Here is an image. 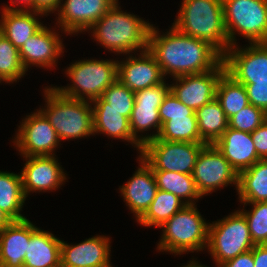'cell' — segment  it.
<instances>
[{"instance_id":"6da1fadb","label":"cell","mask_w":267,"mask_h":267,"mask_svg":"<svg viewBox=\"0 0 267 267\" xmlns=\"http://www.w3.org/2000/svg\"><path fill=\"white\" fill-rule=\"evenodd\" d=\"M172 28L159 35L151 24L148 51L155 57L164 77L173 78L213 70L223 56L208 42L190 37Z\"/></svg>"},{"instance_id":"7a4b0ae2","label":"cell","mask_w":267,"mask_h":267,"mask_svg":"<svg viewBox=\"0 0 267 267\" xmlns=\"http://www.w3.org/2000/svg\"><path fill=\"white\" fill-rule=\"evenodd\" d=\"M150 28L144 19L123 12L117 2L88 31H93L92 36L103 48L127 56L135 50L148 49Z\"/></svg>"},{"instance_id":"3957f363","label":"cell","mask_w":267,"mask_h":267,"mask_svg":"<svg viewBox=\"0 0 267 267\" xmlns=\"http://www.w3.org/2000/svg\"><path fill=\"white\" fill-rule=\"evenodd\" d=\"M173 26L181 33L208 42L222 56L230 47L222 0H183Z\"/></svg>"},{"instance_id":"277c9868","label":"cell","mask_w":267,"mask_h":267,"mask_svg":"<svg viewBox=\"0 0 267 267\" xmlns=\"http://www.w3.org/2000/svg\"><path fill=\"white\" fill-rule=\"evenodd\" d=\"M46 109L40 111L49 120L60 140L77 139L94 135L91 101L70 98L55 87L44 90Z\"/></svg>"},{"instance_id":"5b68a950","label":"cell","mask_w":267,"mask_h":267,"mask_svg":"<svg viewBox=\"0 0 267 267\" xmlns=\"http://www.w3.org/2000/svg\"><path fill=\"white\" fill-rule=\"evenodd\" d=\"M208 226L195 204L185 205L159 227L164 230L158 250L174 255L203 251L208 244Z\"/></svg>"},{"instance_id":"8992f818","label":"cell","mask_w":267,"mask_h":267,"mask_svg":"<svg viewBox=\"0 0 267 267\" xmlns=\"http://www.w3.org/2000/svg\"><path fill=\"white\" fill-rule=\"evenodd\" d=\"M69 66L65 72L73 84L64 88L54 87L70 98L93 101L117 80L118 60L87 59Z\"/></svg>"},{"instance_id":"52a82bcc","label":"cell","mask_w":267,"mask_h":267,"mask_svg":"<svg viewBox=\"0 0 267 267\" xmlns=\"http://www.w3.org/2000/svg\"><path fill=\"white\" fill-rule=\"evenodd\" d=\"M218 221V222H217ZM208 226V252L217 267L238 255L252 250L248 222L240 210Z\"/></svg>"},{"instance_id":"ba28073f","label":"cell","mask_w":267,"mask_h":267,"mask_svg":"<svg viewBox=\"0 0 267 267\" xmlns=\"http://www.w3.org/2000/svg\"><path fill=\"white\" fill-rule=\"evenodd\" d=\"M224 24L229 45H236L235 32L249 43L267 38V0H222Z\"/></svg>"},{"instance_id":"9c48e42d","label":"cell","mask_w":267,"mask_h":267,"mask_svg":"<svg viewBox=\"0 0 267 267\" xmlns=\"http://www.w3.org/2000/svg\"><path fill=\"white\" fill-rule=\"evenodd\" d=\"M205 145V143L174 142L156 138L143 145L140 157L153 171L192 175L198 155Z\"/></svg>"},{"instance_id":"30bf717a","label":"cell","mask_w":267,"mask_h":267,"mask_svg":"<svg viewBox=\"0 0 267 267\" xmlns=\"http://www.w3.org/2000/svg\"><path fill=\"white\" fill-rule=\"evenodd\" d=\"M192 177L202 197L230 184L238 188L239 174L214 145L206 144L201 149Z\"/></svg>"},{"instance_id":"8fae6325","label":"cell","mask_w":267,"mask_h":267,"mask_svg":"<svg viewBox=\"0 0 267 267\" xmlns=\"http://www.w3.org/2000/svg\"><path fill=\"white\" fill-rule=\"evenodd\" d=\"M158 110L162 124L158 139L204 143L200 139L195 111L180 102L171 91Z\"/></svg>"},{"instance_id":"7c38bea8","label":"cell","mask_w":267,"mask_h":267,"mask_svg":"<svg viewBox=\"0 0 267 267\" xmlns=\"http://www.w3.org/2000/svg\"><path fill=\"white\" fill-rule=\"evenodd\" d=\"M169 92L170 85L166 84L165 81L154 87L135 92V103L129 122L133 137L142 146L158 137L162 127L158 109ZM152 128L157 132L147 136L142 135V137L137 135L139 131L142 133Z\"/></svg>"},{"instance_id":"4fadbf2b","label":"cell","mask_w":267,"mask_h":267,"mask_svg":"<svg viewBox=\"0 0 267 267\" xmlns=\"http://www.w3.org/2000/svg\"><path fill=\"white\" fill-rule=\"evenodd\" d=\"M13 143L23 157L54 156L60 139L46 116L37 109L18 126Z\"/></svg>"},{"instance_id":"5bb4252c","label":"cell","mask_w":267,"mask_h":267,"mask_svg":"<svg viewBox=\"0 0 267 267\" xmlns=\"http://www.w3.org/2000/svg\"><path fill=\"white\" fill-rule=\"evenodd\" d=\"M226 72L241 84L267 80V45L250 43L246 48L230 46L223 55Z\"/></svg>"},{"instance_id":"9a60e30c","label":"cell","mask_w":267,"mask_h":267,"mask_svg":"<svg viewBox=\"0 0 267 267\" xmlns=\"http://www.w3.org/2000/svg\"><path fill=\"white\" fill-rule=\"evenodd\" d=\"M225 71L222 60L211 71L173 78L176 83L170 84V91L180 102L196 111L216 97L218 80Z\"/></svg>"},{"instance_id":"2e32d148","label":"cell","mask_w":267,"mask_h":267,"mask_svg":"<svg viewBox=\"0 0 267 267\" xmlns=\"http://www.w3.org/2000/svg\"><path fill=\"white\" fill-rule=\"evenodd\" d=\"M118 0H65L58 11V27L67 35L88 31Z\"/></svg>"},{"instance_id":"e0dca14e","label":"cell","mask_w":267,"mask_h":267,"mask_svg":"<svg viewBox=\"0 0 267 267\" xmlns=\"http://www.w3.org/2000/svg\"><path fill=\"white\" fill-rule=\"evenodd\" d=\"M21 170L25 197L30 192H48L58 189L66 180L65 172L54 156H29Z\"/></svg>"},{"instance_id":"ac0fdd59","label":"cell","mask_w":267,"mask_h":267,"mask_svg":"<svg viewBox=\"0 0 267 267\" xmlns=\"http://www.w3.org/2000/svg\"><path fill=\"white\" fill-rule=\"evenodd\" d=\"M118 61L117 79L133 92L154 87L164 82V75L155 57L148 51H140L137 58L131 55Z\"/></svg>"},{"instance_id":"d6986e66","label":"cell","mask_w":267,"mask_h":267,"mask_svg":"<svg viewBox=\"0 0 267 267\" xmlns=\"http://www.w3.org/2000/svg\"><path fill=\"white\" fill-rule=\"evenodd\" d=\"M56 31L43 26L19 48L23 67L28 71L32 65L54 67L64 50V44Z\"/></svg>"},{"instance_id":"ffe728a7","label":"cell","mask_w":267,"mask_h":267,"mask_svg":"<svg viewBox=\"0 0 267 267\" xmlns=\"http://www.w3.org/2000/svg\"><path fill=\"white\" fill-rule=\"evenodd\" d=\"M140 164L134 175L119 189L126 206L139 220L149 209L158 187L152 168L140 157Z\"/></svg>"},{"instance_id":"44dd1931","label":"cell","mask_w":267,"mask_h":267,"mask_svg":"<svg viewBox=\"0 0 267 267\" xmlns=\"http://www.w3.org/2000/svg\"><path fill=\"white\" fill-rule=\"evenodd\" d=\"M110 239L93 236L76 245L61 242L62 267H100L110 262Z\"/></svg>"},{"instance_id":"7402d4cb","label":"cell","mask_w":267,"mask_h":267,"mask_svg":"<svg viewBox=\"0 0 267 267\" xmlns=\"http://www.w3.org/2000/svg\"><path fill=\"white\" fill-rule=\"evenodd\" d=\"M213 145L238 174L261 159L256 152L251 133L228 127Z\"/></svg>"},{"instance_id":"603a6c76","label":"cell","mask_w":267,"mask_h":267,"mask_svg":"<svg viewBox=\"0 0 267 267\" xmlns=\"http://www.w3.org/2000/svg\"><path fill=\"white\" fill-rule=\"evenodd\" d=\"M61 242L49 231L42 230L31 222V237L23 267L61 266Z\"/></svg>"},{"instance_id":"cb8c5ba5","label":"cell","mask_w":267,"mask_h":267,"mask_svg":"<svg viewBox=\"0 0 267 267\" xmlns=\"http://www.w3.org/2000/svg\"><path fill=\"white\" fill-rule=\"evenodd\" d=\"M31 237L28 219L13 221L0 232V267H23Z\"/></svg>"},{"instance_id":"d4e9b609","label":"cell","mask_w":267,"mask_h":267,"mask_svg":"<svg viewBox=\"0 0 267 267\" xmlns=\"http://www.w3.org/2000/svg\"><path fill=\"white\" fill-rule=\"evenodd\" d=\"M1 10L0 32L18 49L44 26L36 18L39 15L40 17L44 16L42 13L24 10Z\"/></svg>"},{"instance_id":"484cf974","label":"cell","mask_w":267,"mask_h":267,"mask_svg":"<svg viewBox=\"0 0 267 267\" xmlns=\"http://www.w3.org/2000/svg\"><path fill=\"white\" fill-rule=\"evenodd\" d=\"M237 191L241 203L267 202V159L239 173Z\"/></svg>"},{"instance_id":"4316f807","label":"cell","mask_w":267,"mask_h":267,"mask_svg":"<svg viewBox=\"0 0 267 267\" xmlns=\"http://www.w3.org/2000/svg\"><path fill=\"white\" fill-rule=\"evenodd\" d=\"M200 139L213 145L227 130L228 119L216 97L195 111Z\"/></svg>"},{"instance_id":"83f0119b","label":"cell","mask_w":267,"mask_h":267,"mask_svg":"<svg viewBox=\"0 0 267 267\" xmlns=\"http://www.w3.org/2000/svg\"><path fill=\"white\" fill-rule=\"evenodd\" d=\"M94 135L104 133L111 138L125 140L138 148L141 153L142 145L133 137L129 119L121 112L106 109H93Z\"/></svg>"},{"instance_id":"f1b7e54d","label":"cell","mask_w":267,"mask_h":267,"mask_svg":"<svg viewBox=\"0 0 267 267\" xmlns=\"http://www.w3.org/2000/svg\"><path fill=\"white\" fill-rule=\"evenodd\" d=\"M27 198L24 195L21 175L0 171V208L13 221L27 219L21 210Z\"/></svg>"},{"instance_id":"f546056e","label":"cell","mask_w":267,"mask_h":267,"mask_svg":"<svg viewBox=\"0 0 267 267\" xmlns=\"http://www.w3.org/2000/svg\"><path fill=\"white\" fill-rule=\"evenodd\" d=\"M158 189L176 195L185 200L186 205L196 204L195 200L202 198L196 188L195 181L190 174L170 171H153Z\"/></svg>"},{"instance_id":"4dcf8cb0","label":"cell","mask_w":267,"mask_h":267,"mask_svg":"<svg viewBox=\"0 0 267 267\" xmlns=\"http://www.w3.org/2000/svg\"><path fill=\"white\" fill-rule=\"evenodd\" d=\"M216 99L228 120L249 104L245 86L237 82L226 71L218 80Z\"/></svg>"},{"instance_id":"1f68e13d","label":"cell","mask_w":267,"mask_h":267,"mask_svg":"<svg viewBox=\"0 0 267 267\" xmlns=\"http://www.w3.org/2000/svg\"><path fill=\"white\" fill-rule=\"evenodd\" d=\"M185 205L176 195L158 189L149 209L137 222L147 227H160Z\"/></svg>"},{"instance_id":"d6a6232c","label":"cell","mask_w":267,"mask_h":267,"mask_svg":"<svg viewBox=\"0 0 267 267\" xmlns=\"http://www.w3.org/2000/svg\"><path fill=\"white\" fill-rule=\"evenodd\" d=\"M135 103V92L123 85L118 79L110 85L101 95L91 101L93 109H106L121 112V115L131 116Z\"/></svg>"},{"instance_id":"836d02e7","label":"cell","mask_w":267,"mask_h":267,"mask_svg":"<svg viewBox=\"0 0 267 267\" xmlns=\"http://www.w3.org/2000/svg\"><path fill=\"white\" fill-rule=\"evenodd\" d=\"M19 49L0 32V82L14 83L25 75Z\"/></svg>"},{"instance_id":"e575fe53","label":"cell","mask_w":267,"mask_h":267,"mask_svg":"<svg viewBox=\"0 0 267 267\" xmlns=\"http://www.w3.org/2000/svg\"><path fill=\"white\" fill-rule=\"evenodd\" d=\"M253 205L251 211L242 209L252 241L255 245L267 244V202L244 203Z\"/></svg>"},{"instance_id":"d590c367","label":"cell","mask_w":267,"mask_h":267,"mask_svg":"<svg viewBox=\"0 0 267 267\" xmlns=\"http://www.w3.org/2000/svg\"><path fill=\"white\" fill-rule=\"evenodd\" d=\"M266 119L267 113L263 109L248 104L228 120V127L234 130L252 133Z\"/></svg>"},{"instance_id":"8d00e7d4","label":"cell","mask_w":267,"mask_h":267,"mask_svg":"<svg viewBox=\"0 0 267 267\" xmlns=\"http://www.w3.org/2000/svg\"><path fill=\"white\" fill-rule=\"evenodd\" d=\"M243 85L247 92L249 104L261 108L267 113V80Z\"/></svg>"},{"instance_id":"74e56055","label":"cell","mask_w":267,"mask_h":267,"mask_svg":"<svg viewBox=\"0 0 267 267\" xmlns=\"http://www.w3.org/2000/svg\"><path fill=\"white\" fill-rule=\"evenodd\" d=\"M254 146L261 159H267V119L251 133Z\"/></svg>"},{"instance_id":"f35d334b","label":"cell","mask_w":267,"mask_h":267,"mask_svg":"<svg viewBox=\"0 0 267 267\" xmlns=\"http://www.w3.org/2000/svg\"><path fill=\"white\" fill-rule=\"evenodd\" d=\"M63 0H32V11L39 12L45 16L49 13L58 12Z\"/></svg>"},{"instance_id":"ab89813d","label":"cell","mask_w":267,"mask_h":267,"mask_svg":"<svg viewBox=\"0 0 267 267\" xmlns=\"http://www.w3.org/2000/svg\"><path fill=\"white\" fill-rule=\"evenodd\" d=\"M218 267H254L253 248L252 250L238 255L234 259H231Z\"/></svg>"},{"instance_id":"60d3db41","label":"cell","mask_w":267,"mask_h":267,"mask_svg":"<svg viewBox=\"0 0 267 267\" xmlns=\"http://www.w3.org/2000/svg\"><path fill=\"white\" fill-rule=\"evenodd\" d=\"M254 267H267V244H257L253 247Z\"/></svg>"},{"instance_id":"b9f144b4","label":"cell","mask_w":267,"mask_h":267,"mask_svg":"<svg viewBox=\"0 0 267 267\" xmlns=\"http://www.w3.org/2000/svg\"><path fill=\"white\" fill-rule=\"evenodd\" d=\"M16 5L17 7H11V6H4L3 9L5 10H24V11H32V0H11V5ZM20 4H22V8L20 6ZM24 4V7H23ZM18 5L20 7H18Z\"/></svg>"},{"instance_id":"7bdbcfd3","label":"cell","mask_w":267,"mask_h":267,"mask_svg":"<svg viewBox=\"0 0 267 267\" xmlns=\"http://www.w3.org/2000/svg\"><path fill=\"white\" fill-rule=\"evenodd\" d=\"M13 220L3 212V210L0 208V232L6 227L9 226Z\"/></svg>"},{"instance_id":"ee69618b","label":"cell","mask_w":267,"mask_h":267,"mask_svg":"<svg viewBox=\"0 0 267 267\" xmlns=\"http://www.w3.org/2000/svg\"><path fill=\"white\" fill-rule=\"evenodd\" d=\"M183 267H207V266L199 264L198 261L192 259L189 261V264L187 263V265Z\"/></svg>"},{"instance_id":"f6af8a7d","label":"cell","mask_w":267,"mask_h":267,"mask_svg":"<svg viewBox=\"0 0 267 267\" xmlns=\"http://www.w3.org/2000/svg\"><path fill=\"white\" fill-rule=\"evenodd\" d=\"M110 263H111V262H108L107 264H105V265H103V266H100V267H112Z\"/></svg>"}]
</instances>
